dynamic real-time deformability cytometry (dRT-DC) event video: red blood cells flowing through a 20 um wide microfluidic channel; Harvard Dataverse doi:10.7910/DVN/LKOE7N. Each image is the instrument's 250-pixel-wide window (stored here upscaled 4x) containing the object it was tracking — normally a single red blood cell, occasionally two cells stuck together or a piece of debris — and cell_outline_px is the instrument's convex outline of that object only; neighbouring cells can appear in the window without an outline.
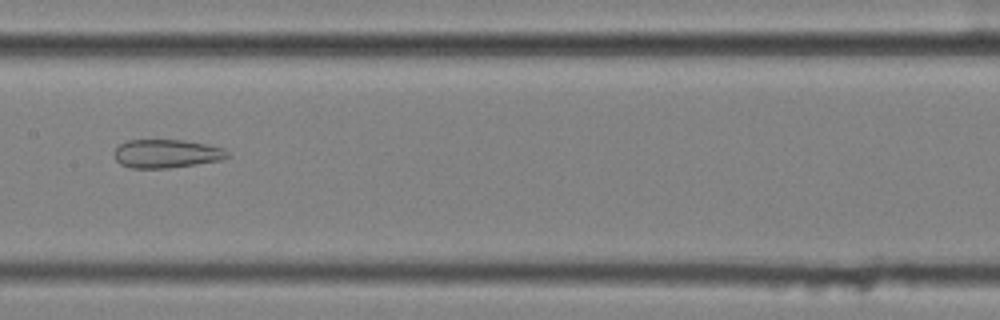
{"species": "common noctule bat (a hibernating species)", "species_latin": "Nyctalus noctula", "temperature_condition": "cold", "stored_images_in_passage": 42, "segment_of_instrument_passage": [2, 2], "camera_frame_rate_fps": 3000, "um_per_image_px": 0.085, "animal": {"sex": "female", "body_mass_g": 25.1}, "frame": {"image": 1, "passage_image": 15, "time_ms": 4.667, "image_size_px": [1000, 320], "cell_outline_px": [[232, 156], [224, 160], [168, 168], [132, 168], [120, 164], [116, 160], [116, 148], [120, 144], [128, 140], [184, 140], [224, 148]], "centroid_in_image_um": [14.21, 13.06], "position_along_channel_um": 193.2, "area_um2": 18.79}}
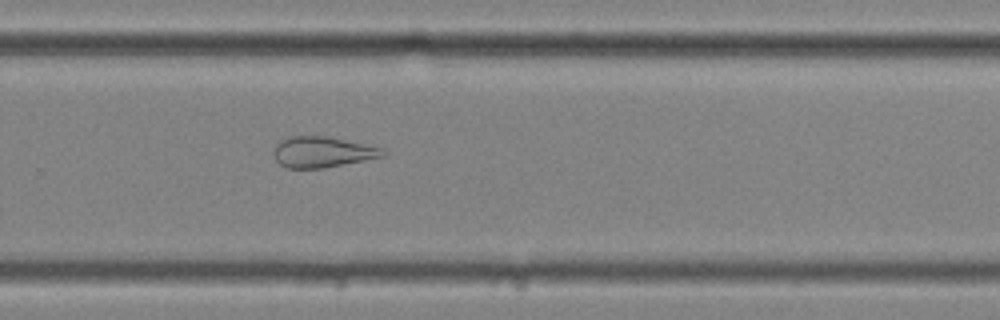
{"frame": {"image": 2, "passage_image": 24, "time_ms": 7.667, "image_size_px": [1000, 320], "cell_outline_px": [[388, 152], [384, 156], [324, 168], [288, 168], [280, 164], [276, 160], [272, 152], [276, 144], [280, 140], [288, 136], [328, 136], [384, 148]], "centroid_in_image_um": [27.4, 12.91], "position_along_channel_um": 302.4, "area_um2": 19.71}}
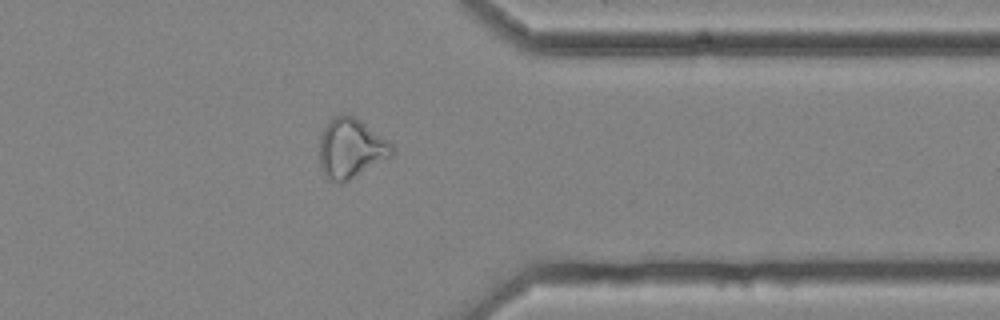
{"frame": {"image": 3, "passage_image": 31, "time_ms": 10.0, "image_size_px": [1000, 320], "cell_outline_px": [[396, 152], [392, 156], [348, 180], [340, 184], [328, 180], [320, 164], [320, 136], [324, 128], [332, 116], [352, 116], [360, 120], [388, 140], [396, 148]], "centroid_in_image_um": [29.84, 12.62], "position_along_channel_um": 381.6, "area_um2": 25.03}}